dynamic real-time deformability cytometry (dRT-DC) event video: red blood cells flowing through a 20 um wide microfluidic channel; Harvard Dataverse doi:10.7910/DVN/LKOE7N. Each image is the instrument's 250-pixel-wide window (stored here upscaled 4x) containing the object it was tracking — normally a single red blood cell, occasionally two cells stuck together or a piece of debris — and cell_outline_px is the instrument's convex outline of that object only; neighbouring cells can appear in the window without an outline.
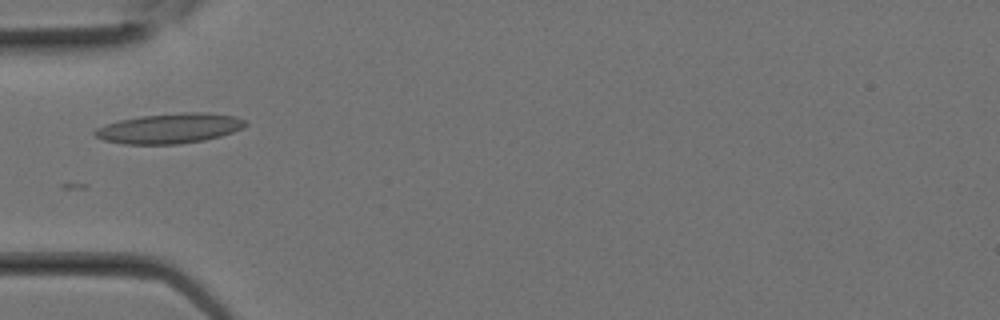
{"species": "Egyptian fruit bat (a non-hibernating species)", "species_latin": "Rousettus aegyptiacus", "temperature_condition": "room temperature", "stored_images_in_passage": 2, "camera_frame_rate_fps": 3000, "um_per_image_px": 0.085, "animal": {"sex": "female"}, "frame": {"image": 1, "passage_image": 1, "time_ms": 0.0, "image_size_px": [1000, 320], "cell_outline_px": [[248, 124], [244, 128], [220, 136], [204, 140], [180, 144], [124, 144], [104, 140], [96, 136], [92, 132], [96, 128], [120, 120], [140, 116], [184, 112], [208, 112], [236, 116], [244, 120]], "centroid_in_image_um": [14.45, 10.91], "position_along_channel_um": 70.5, "area_um2": 26.36}}